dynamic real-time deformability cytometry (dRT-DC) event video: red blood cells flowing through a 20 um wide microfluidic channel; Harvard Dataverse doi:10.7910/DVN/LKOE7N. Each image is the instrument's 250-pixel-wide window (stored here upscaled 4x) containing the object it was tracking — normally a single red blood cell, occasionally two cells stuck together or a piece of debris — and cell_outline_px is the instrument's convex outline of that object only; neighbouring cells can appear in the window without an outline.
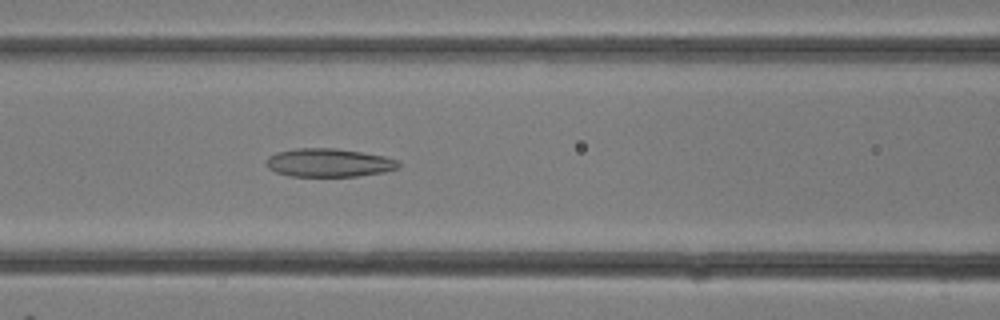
{"species": "common noctule bat (a hibernating species)", "species_latin": "Nyctalus noctula", "temperature_condition": "room temperature", "stored_images_in_passage": 11, "camera_frame_rate_fps": 3000, "um_per_image_px": 0.085, "animal": {"sex": "female"}, "frame": {"image": 1, "passage_image": 11, "time_ms": 3.333, "image_size_px": [1000, 320], "cell_outline_px": [[400, 168], [384, 172], [356, 176], [288, 176], [276, 172], [268, 168], [268, 156], [276, 152], [296, 148], [336, 148], [384, 156], [400, 160]], "centroid_in_image_um": [27.98, 13.83], "position_along_channel_um": 138.6, "area_um2": 21.91}}